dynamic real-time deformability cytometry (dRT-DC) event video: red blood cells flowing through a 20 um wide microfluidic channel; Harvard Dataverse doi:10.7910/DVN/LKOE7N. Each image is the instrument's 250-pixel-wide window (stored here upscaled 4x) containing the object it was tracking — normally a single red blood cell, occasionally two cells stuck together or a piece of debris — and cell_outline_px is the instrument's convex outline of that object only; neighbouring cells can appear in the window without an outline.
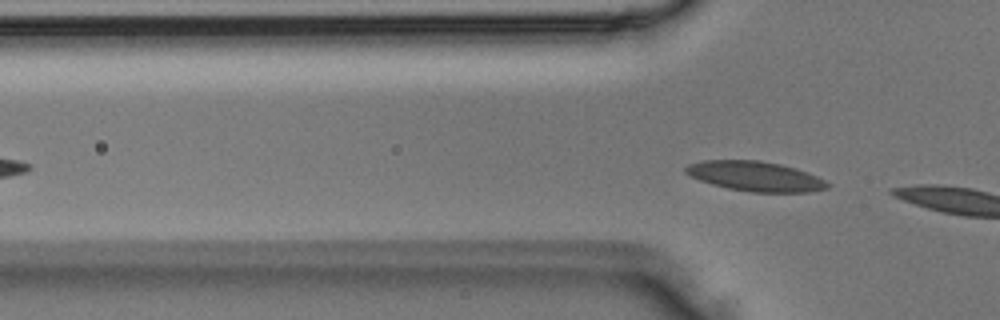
{"species": "Egyptian fruit bat (a non-hibernating species)", "species_latin": "Rousettus aegyptiacus", "temperature_condition": "room temperature", "stored_images_in_passage": 2, "camera_frame_rate_fps": 3000, "um_per_image_px": 0.085, "animal": {"sex": "male"}, "frame": {"image": 1, "passage_image": 2, "time_ms": 0.333, "image_size_px": [1000, 320], "cell_outline_px": [[832, 184], [828, 188], [808, 192], [752, 192], [728, 188], [712, 184], [700, 180], [684, 172], [684, 168], [688, 164], [704, 160], [760, 160], [780, 164], [796, 168], [816, 176]], "centroid_in_image_um": [64.21, 14.98], "position_along_channel_um": 61.6, "area_um2": 24.57}}